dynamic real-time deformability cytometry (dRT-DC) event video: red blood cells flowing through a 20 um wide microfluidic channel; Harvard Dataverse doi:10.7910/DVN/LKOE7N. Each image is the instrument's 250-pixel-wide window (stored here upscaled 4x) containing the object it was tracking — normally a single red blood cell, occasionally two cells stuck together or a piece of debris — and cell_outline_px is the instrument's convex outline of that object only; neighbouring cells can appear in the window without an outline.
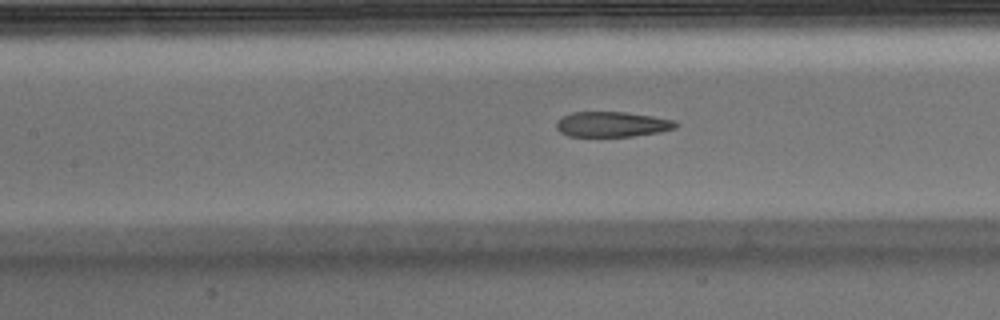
{"species": "Egyptian fruit bat (a non-hibernating species)", "species_latin": "Rousettus aegyptiacus", "temperature_condition": "warm", "stored_images_in_passage": 32, "camera_frame_rate_fps": 3000, "um_per_image_px": 0.085, "animal": {"sex": "male"}, "frame": {"image": 1, "passage_image": 14, "time_ms": 4.333, "image_size_px": [1000, 320], "cell_outline_px": [[680, 124], [676, 128], [660, 132], [632, 136], [568, 136], [560, 132], [556, 128], [556, 120], [572, 112], [624, 112], [652, 116], [676, 120]], "centroid_in_image_um": [52.05, 10.56], "position_along_channel_um": 155.3, "area_um2": 17.63}}